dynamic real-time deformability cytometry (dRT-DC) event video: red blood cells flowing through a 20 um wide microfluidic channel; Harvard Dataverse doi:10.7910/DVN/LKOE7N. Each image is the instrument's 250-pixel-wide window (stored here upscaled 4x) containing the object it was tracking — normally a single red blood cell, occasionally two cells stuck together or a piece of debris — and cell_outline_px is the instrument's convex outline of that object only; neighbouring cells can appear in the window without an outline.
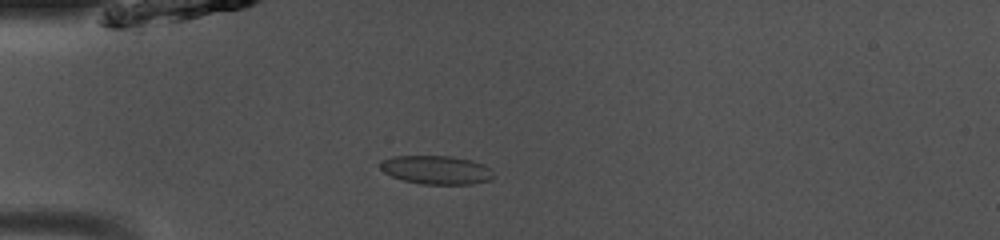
{"species": "common noctule bat (a hibernating species)", "species_latin": "Nyctalus noctula", "temperature_condition": "room temperature", "stored_images_in_passage": 36, "camera_frame_rate_fps": 3000, "um_per_image_px": 0.085, "animal": {"sex": "male", "body_mass_g": 13.0, "forearm_length_mm": 53.1}, "frame": {"image": 1, "passage_image": 1, "time_ms": 0.0, "image_size_px": [1000, 240], "cell_outline_px": [[496, 176], [492, 180], [472, 184], [420, 184], [404, 180], [392, 176], [384, 172], [380, 168], [380, 164], [384, 160], [392, 156], [452, 156], [472, 160], [484, 164], [492, 168]], "centroid_in_image_um": [37.18, 14.44], "position_along_channel_um": 47.8, "area_um2": 19.13}}
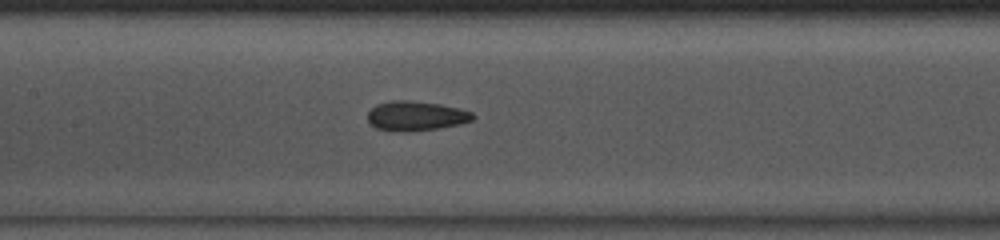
{"frame": {"image": 2, "passage_image": 11, "time_ms": 3.333, "image_size_px": [1000, 240], "cell_outline_px": [[476, 116], [472, 120], [460, 124], [436, 128], [408, 132], [396, 132], [376, 128], [368, 120], [368, 112], [376, 104], [392, 100], [408, 100], [440, 104], [460, 108], [472, 112]], "centroid_in_image_um": [35.35, 9.85], "position_along_channel_um": 172.0, "area_um2": 18.21}}
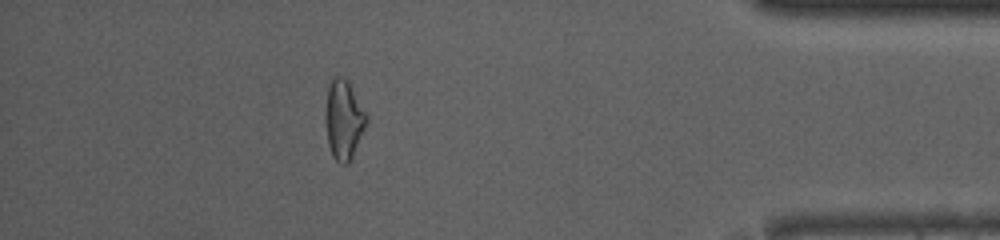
{"frame": {"image": 3, "passage_image": 31, "time_ms": 10.0, "image_size_px": [1000, 240], "cell_outline_px": [[368, 120], [352, 156], [348, 164], [340, 164], [332, 156], [328, 144], [324, 120], [328, 88], [332, 80], [336, 76], [344, 76], [348, 80], [368, 112]], "centroid_in_image_um": [29.23, 10.15], "position_along_channel_um": 406.0, "area_um2": 19.25}, "authors_computed_cell_mechanics": {"area_um2": 17.8891, "velocity_mm_per_s": 4.1037, "shape_relaxation_time_tau1_ms": 3.5525, "shape_relaxation_time_tau2_ms": 1.918, "deformation_change_tau1": 0.1193, "deformation_change_tau2": 0.0964}}